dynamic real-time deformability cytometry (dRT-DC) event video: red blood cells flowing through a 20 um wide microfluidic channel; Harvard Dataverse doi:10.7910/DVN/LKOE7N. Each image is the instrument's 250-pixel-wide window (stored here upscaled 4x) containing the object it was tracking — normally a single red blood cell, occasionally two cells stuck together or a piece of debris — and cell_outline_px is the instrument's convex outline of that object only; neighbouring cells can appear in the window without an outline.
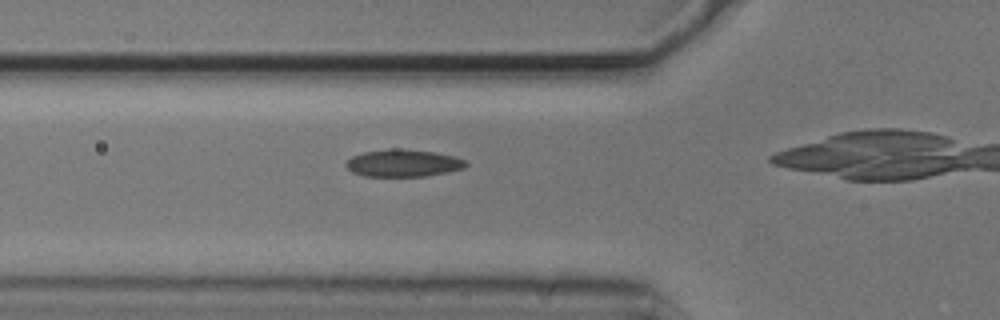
{"species": "common noctule bat (a hibernating species)", "species_latin": "Nyctalus noctula", "temperature_condition": "cold", "stored_images_in_passage": 31, "camera_frame_rate_fps": 3000, "um_per_image_px": 0.085, "animal": {"sex": "male", "body_mass_g": 20.5, "forearm_length_mm": 52.5}, "frame": {"image": 1, "passage_image": 7, "time_ms": 2.0, "image_size_px": [1000, 320], "cell_outline_px": [[468, 164], [464, 168], [448, 172], [424, 176], [364, 176], [352, 172], [344, 164], [352, 156], [364, 152], [392, 148], [400, 148], [432, 152], [456, 156], [468, 160]], "centroid_in_image_um": [34.3, 13.86], "position_along_channel_um": 91.5, "area_um2": 19.13}}
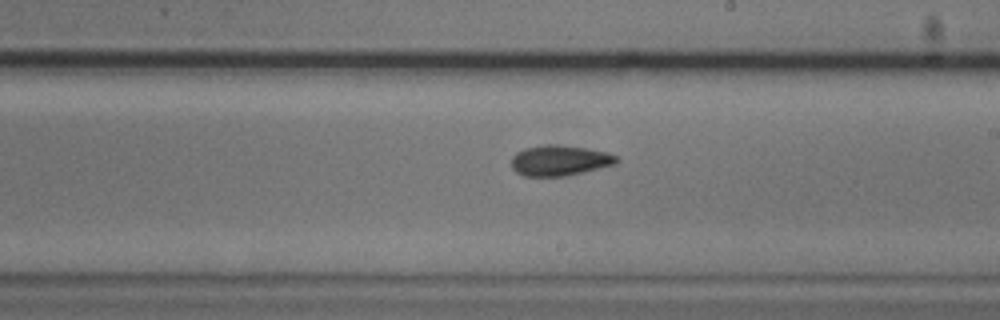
{"frame": {"image": 2, "passage_image": 19, "time_ms": 6.0, "image_size_px": [1000, 320], "cell_outline_px": [[620, 160], [616, 164], [564, 176], [524, 176], [516, 172], [512, 168], [512, 156], [516, 152], [524, 148], [548, 144], [556, 144], [584, 148], [608, 152], [620, 156]], "centroid_in_image_um": [47.59, 13.63], "position_along_channel_um": 241.4, "area_um2": 18.73}}
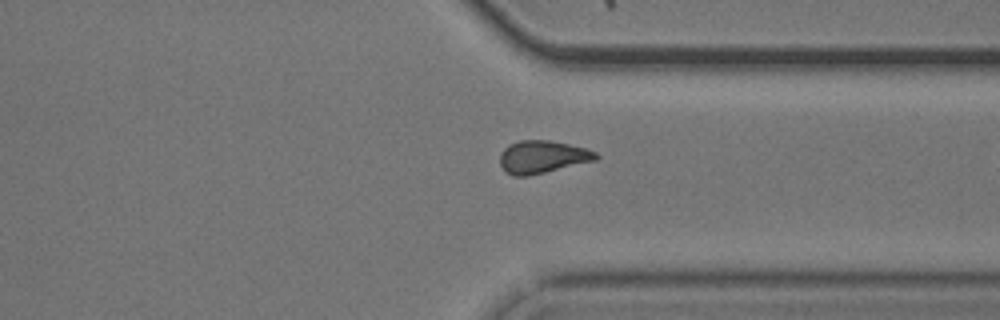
{"frame": {"image": 3, "passage_image": 29, "time_ms": 9.333, "image_size_px": [1000, 320], "cell_outline_px": [[600, 156], [596, 160], [528, 176], [512, 176], [504, 172], [500, 164], [500, 156], [504, 148], [508, 144], [520, 140], [548, 140], [568, 144], [584, 148], [596, 152]], "centroid_in_image_um": [46.07, 13.34], "position_along_channel_um": 365.3, "area_um2": 18.26}}